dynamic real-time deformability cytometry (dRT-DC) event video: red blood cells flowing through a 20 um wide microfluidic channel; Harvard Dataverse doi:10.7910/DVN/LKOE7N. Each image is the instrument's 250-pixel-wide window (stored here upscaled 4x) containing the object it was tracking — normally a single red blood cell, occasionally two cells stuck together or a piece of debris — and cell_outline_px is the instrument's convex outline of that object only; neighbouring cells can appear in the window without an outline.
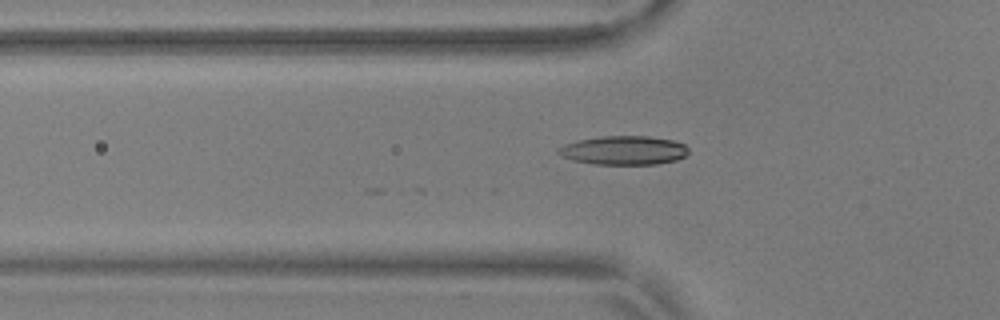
{"species": "common noctule bat (a hibernating species)", "species_latin": "Nyctalus noctula", "temperature_condition": "warm", "stored_images_in_passage": 38, "camera_frame_rate_fps": 3000, "um_per_image_px": 0.085, "animal": {"sex": "male", "body_mass_g": 17.9, "forearm_length_mm": 54.2}, "frame": {"image": 1, "passage_image": 2, "time_ms": 0.333, "image_size_px": [1000, 320], "cell_outline_px": [[688, 152], [684, 156], [676, 160], [656, 164], [592, 164], [572, 160], [560, 156], [556, 152], [564, 144], [576, 140], [600, 136], [648, 136], [672, 140], [684, 144], [688, 148]], "centroid_in_image_um": [52.98, 12.77], "position_along_channel_um": 72.8, "area_um2": 21.96}}
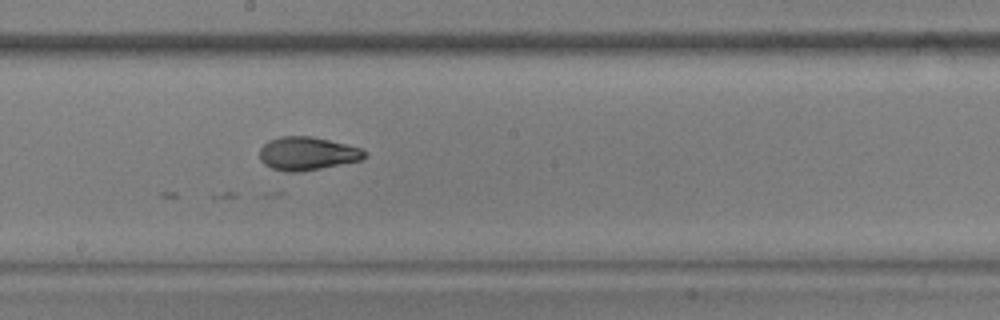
{"frame": {"image": 2, "passage_image": 14, "time_ms": 4.333, "image_size_px": [1000, 320], "cell_outline_px": [[368, 156], [360, 160], [300, 172], [284, 172], [272, 168], [264, 164], [260, 160], [260, 148], [268, 140], [280, 136], [312, 136], [360, 148], [368, 152]], "centroid_in_image_um": [26.09, 13.05], "position_along_channel_um": 222.1, "area_um2": 20.35}}
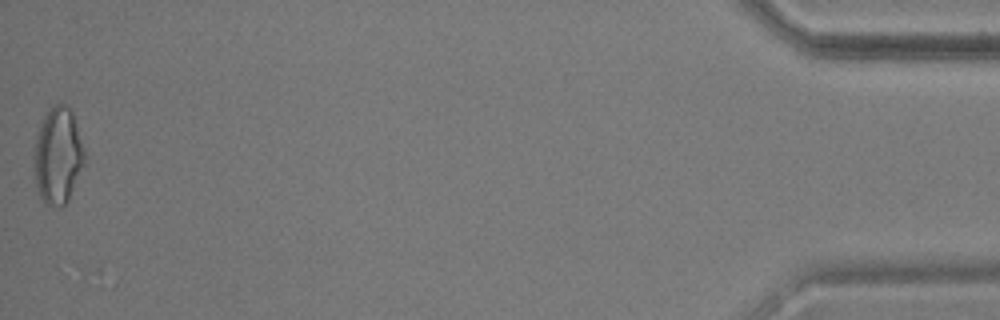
{"frame": {"image": 3, "passage_image": 38, "time_ms": 12.333, "image_size_px": [1000, 320], "cell_outline_px": [[84, 164], [68, 200], [60, 208], [44, 204], [40, 196], [36, 184], [32, 156], [36, 136], [40, 124], [44, 116], [56, 104], [64, 104], [72, 112], [84, 152]], "centroid_in_image_um": [4.88, 13.28], "position_along_channel_um": 430.3, "area_um2": 28.15}}